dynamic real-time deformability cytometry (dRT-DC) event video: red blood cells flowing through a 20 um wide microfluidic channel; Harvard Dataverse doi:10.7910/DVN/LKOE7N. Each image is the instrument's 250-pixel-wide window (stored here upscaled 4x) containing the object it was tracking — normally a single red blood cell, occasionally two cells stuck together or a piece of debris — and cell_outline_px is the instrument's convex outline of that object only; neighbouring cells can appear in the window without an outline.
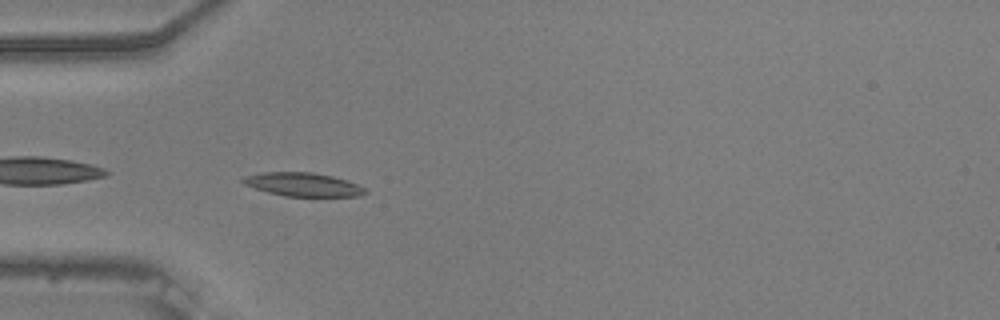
{"species": "common noctule bat (a hibernating species)", "species_latin": "Nyctalus noctula", "temperature_condition": "warm", "stored_images_in_passage": 39, "camera_frame_rate_fps": 3000, "um_per_image_px": 0.085, "animal": {"sex": "male", "body_mass_g": 20.5, "forearm_length_mm": 52.5}, "frame": {"image": 1, "passage_image": 1, "time_ms": 0.0, "image_size_px": [1000, 320], "cell_outline_px": [[368, 192], [360, 196], [284, 196], [268, 192], [244, 184], [240, 180], [244, 176], [264, 172], [312, 172], [332, 176], [348, 180], [364, 188]], "centroid_in_image_um": [25.75, 15.68], "position_along_channel_um": 59.2, "area_um2": 16.7}}
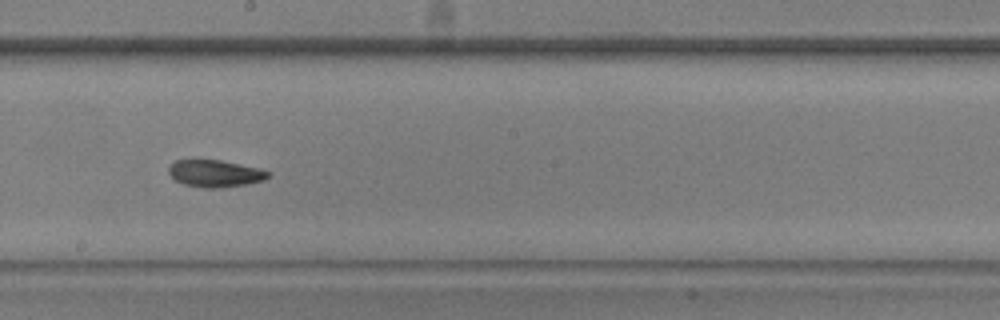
{"frame": {"image": 2, "passage_image": 15, "time_ms": 4.667, "image_size_px": [1000, 320], "cell_outline_px": [[272, 172], [264, 180], [248, 184], [220, 188], [204, 188], [184, 184], [176, 180], [168, 172], [168, 168], [176, 160], [220, 160], [256, 168]], "centroid_in_image_um": [18.28, 14.76], "position_along_channel_um": 229.9, "area_um2": 15.49}}
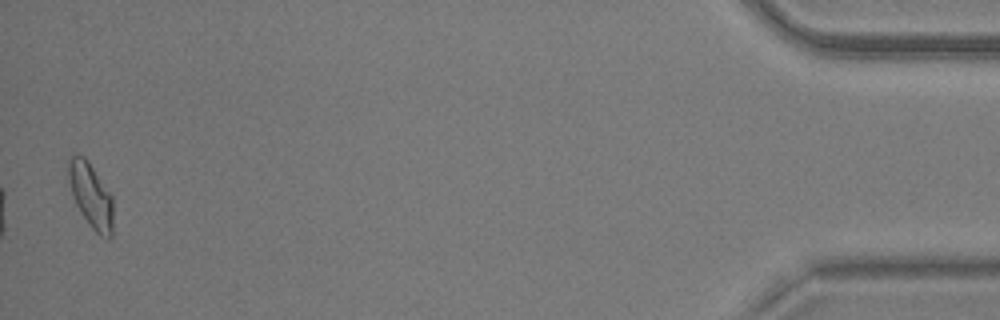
{"frame": {"image": 3, "passage_image": 38, "time_ms": 12.333, "image_size_px": [1000, 320], "cell_outline_px": [[112, 236], [108, 240], [100, 236], [88, 224], [80, 212], [76, 204], [72, 192], [68, 176], [68, 160], [72, 152], [84, 156], [88, 160], [112, 196]], "centroid_in_image_um": [7.72, 16.6], "position_along_channel_um": 427.5, "area_um2": 16.94}, "authors_computed_cell_mechanics": {"area_um2": 15.7794, "velocity_mm_per_s": 3.7233, "shape_relaxation_time_tau1_ms": 10.331, "shape_relaxation_time_tau2_ms": 6.9403, "deformation_change_tau1": 0.2497, "deformation_change_tau2": 0.131}}